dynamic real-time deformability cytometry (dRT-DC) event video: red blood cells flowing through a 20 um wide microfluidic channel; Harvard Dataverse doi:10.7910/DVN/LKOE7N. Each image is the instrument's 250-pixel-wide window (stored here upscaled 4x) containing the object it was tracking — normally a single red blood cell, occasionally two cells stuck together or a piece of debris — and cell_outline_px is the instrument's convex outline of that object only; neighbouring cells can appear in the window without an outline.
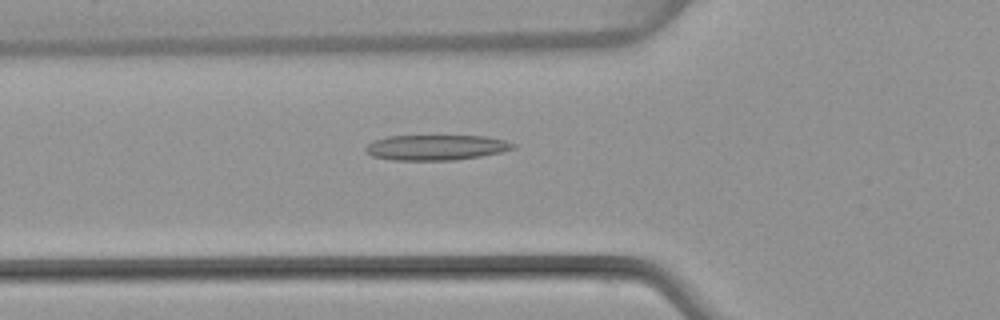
{"species": "common noctule bat (a hibernating species)", "species_latin": "Nyctalus noctula", "temperature_condition": "warm", "stored_images_in_passage": 50, "camera_frame_rate_fps": 3000, "um_per_image_px": 0.085, "animal": {"sex": "female", "body_mass_g": 22.7, "forearm_length_mm": 54.2}, "frame": {"image": 1, "passage_image": 18, "time_ms": 5.667, "image_size_px": [1000, 320], "cell_outline_px": [[516, 148], [504, 152], [456, 160], [392, 160], [372, 156], [364, 152], [364, 148], [372, 140], [388, 136], [488, 136], [504, 140], [516, 144]], "centroid_in_image_um": [37.06, 12.53], "position_along_channel_um": 88.7, "area_um2": 22.02}}
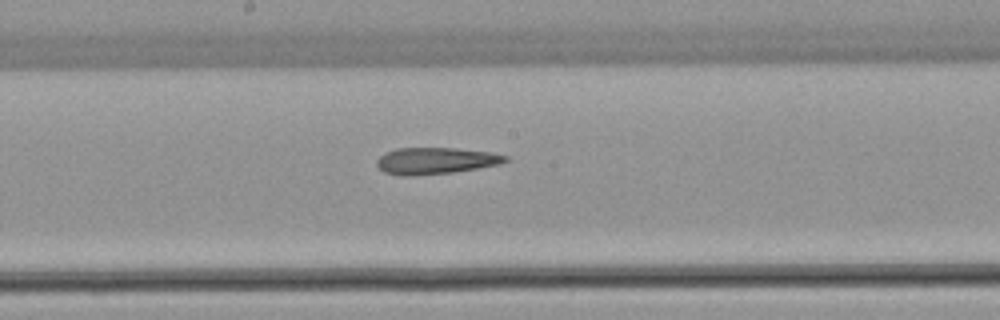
{"frame": {"image": 2, "passage_image": 27, "time_ms": 8.667, "image_size_px": [1000, 320], "cell_outline_px": [[508, 160], [500, 164], [452, 172], [412, 176], [400, 176], [384, 172], [376, 164], [376, 160], [384, 152], [396, 148], [456, 148], [492, 152], [508, 156]], "centroid_in_image_um": [37.0, 13.66], "position_along_channel_um": 211.2, "area_um2": 20.0}}
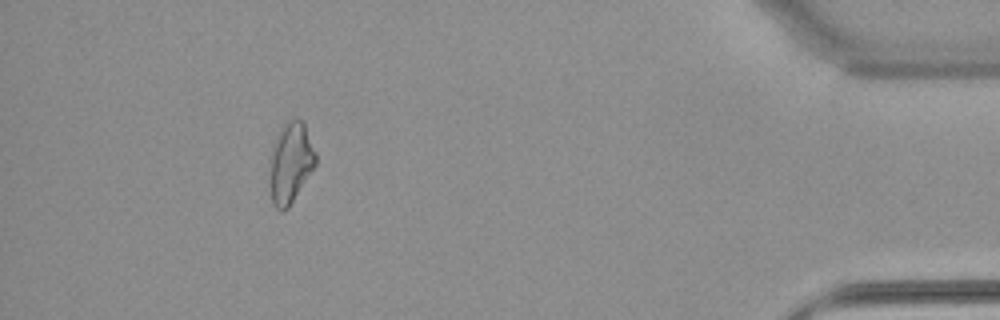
{"frame": {"image": 3, "passage_image": 46, "time_ms": 15.0, "image_size_px": [1000, 320], "cell_outline_px": [[316, 164], [288, 208], [280, 212], [272, 204], [268, 184], [272, 148], [276, 136], [292, 116], [300, 120], [304, 124], [316, 152]], "centroid_in_image_um": [24.67, 13.87], "position_along_channel_um": 410.5, "area_um2": 21.62}, "authors_computed_cell_mechanics": {"area_um2": 21.3282, "velocity_mm_per_s": 4.0634, "shape_relaxation_time_tau1_ms": null, "shape_relaxation_time_tau2_ms": 10.3567, "deformation_change_tau1": null, "deformation_change_tau2": 0.3029}}